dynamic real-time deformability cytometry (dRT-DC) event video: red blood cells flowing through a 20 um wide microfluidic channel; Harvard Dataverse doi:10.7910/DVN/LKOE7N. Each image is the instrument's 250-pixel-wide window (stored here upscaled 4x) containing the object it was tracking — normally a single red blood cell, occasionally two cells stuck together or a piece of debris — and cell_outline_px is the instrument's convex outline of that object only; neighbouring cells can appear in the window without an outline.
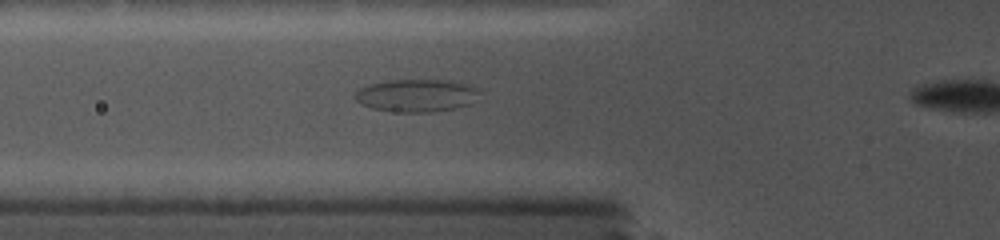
{"species": "common noctule bat (a hibernating species)", "species_latin": "Nyctalus noctula", "temperature_condition": "cold", "stored_images_in_passage": 31, "segment_of_instrument_passage": [1, 2], "camera_frame_rate_fps": 5000, "um_per_image_px": 0.085, "animal": {"sex": "female", "body_mass_g": 19.0, "forearm_length_mm": 56.7}, "frame": {"image": 1, "passage_image": 7, "time_ms": 3.2, "image_size_px": [1000, 240], "cell_outline_px": [[480, 92], [472, 104], [456, 108], [432, 112], [400, 112], [372, 108], [360, 104], [352, 96], [360, 88], [368, 84], [388, 80], [448, 80], [468, 84], [480, 88]], "centroid_in_image_um": [35.42, 8.11], "position_along_channel_um": 90.4, "area_um2": 23.99}}
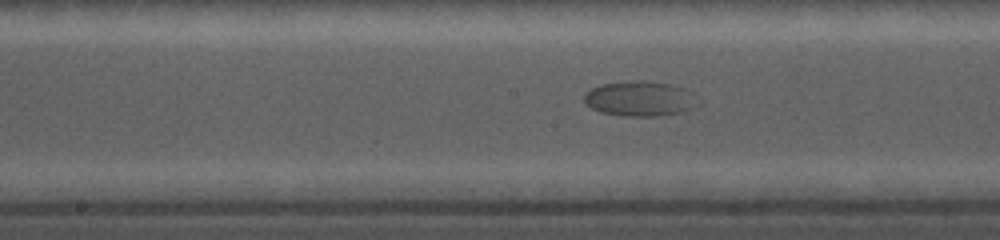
{"frame": {"image": 2, "passage_image": 15, "time_ms": 6.2, "image_size_px": [1000, 240], "cell_outline_px": [[696, 108], [680, 112], [656, 116], [624, 116], [600, 112], [592, 108], [584, 100], [584, 92], [592, 88], [604, 84], [624, 80], [644, 80], [672, 84], [688, 88], [692, 92]], "centroid_in_image_um": [54.38, 8.37], "position_along_channel_um": 193.8, "area_um2": 23.35}}
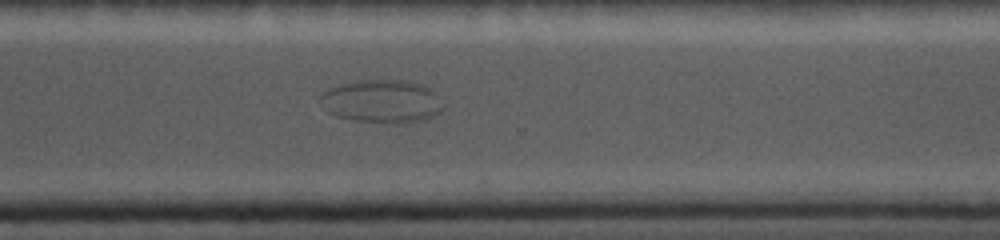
{"frame": {"image": 3, "passage_image": 24, "time_ms": 10.4, "image_size_px": [1000, 240], "cell_outline_px": [[444, 108], [440, 112], [432, 116], [420, 120], [396, 124], [352, 120], [336, 116], [328, 112], [320, 100], [320, 92], [328, 88], [340, 84], [356, 80], [408, 80], [432, 88], [440, 96], [444, 104]], "centroid_in_image_um": [32.48, 8.6], "position_along_channel_um": 338.1, "area_um2": 31.33}}